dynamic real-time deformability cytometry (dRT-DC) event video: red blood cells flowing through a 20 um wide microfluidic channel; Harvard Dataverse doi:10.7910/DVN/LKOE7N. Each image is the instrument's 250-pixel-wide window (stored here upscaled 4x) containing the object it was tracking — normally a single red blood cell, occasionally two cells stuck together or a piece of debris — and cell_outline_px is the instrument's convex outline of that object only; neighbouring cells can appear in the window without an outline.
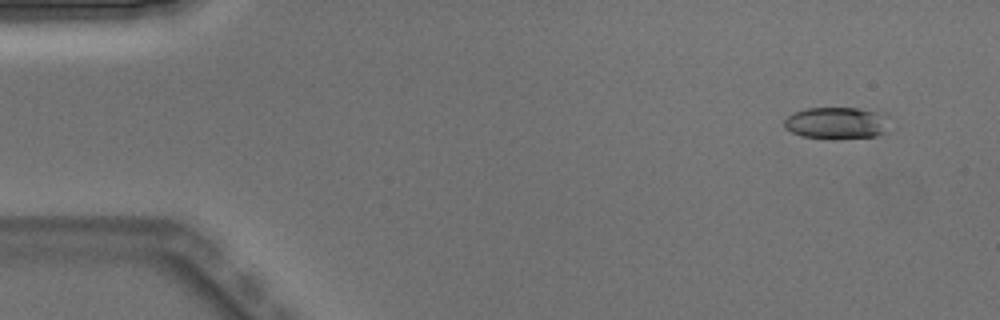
{"species": "Egyptian fruit bat (a non-hibernating species)", "species_latin": "Rousettus aegyptiacus", "temperature_condition": "warm", "stored_images_in_passage": 4, "camera_frame_rate_fps": 3000, "um_per_image_px": 0.085, "animal": {"sex": "male"}, "frame": {"image": 1, "passage_image": 1, "time_ms": 0.0, "image_size_px": [1000, 320], "cell_outline_px": [[888, 116], [880, 132], [876, 136], [800, 136], [784, 128], [784, 120], [792, 112], [804, 108], [856, 108], [876, 112]], "centroid_in_image_um": [70.97, 10.39], "position_along_channel_um": 14.0, "area_um2": 18.38}}
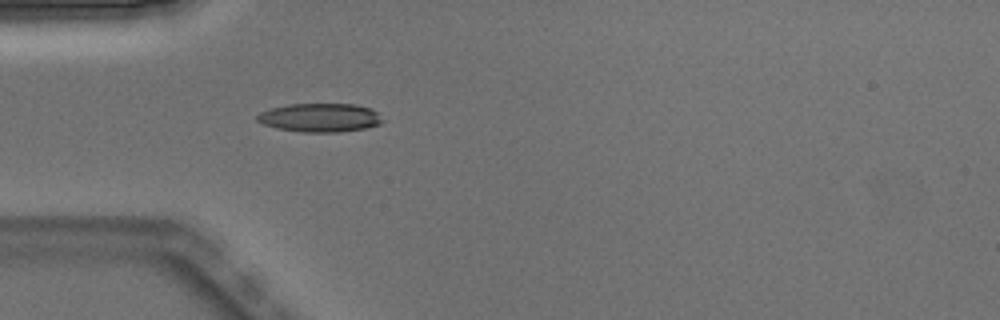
{"frame": {"image": 2, "passage_image": 4, "time_ms": 1.0, "image_size_px": [1000, 320], "cell_outline_px": [[384, 120], [380, 124], [364, 128], [340, 132], [304, 132], [276, 128], [264, 124], [256, 120], [256, 116], [260, 112], [272, 108], [288, 104], [356, 104], [368, 108], [376, 112]], "centroid_in_image_um": [27.19, 10.0], "position_along_channel_um": 57.8, "area_um2": 20.81}}